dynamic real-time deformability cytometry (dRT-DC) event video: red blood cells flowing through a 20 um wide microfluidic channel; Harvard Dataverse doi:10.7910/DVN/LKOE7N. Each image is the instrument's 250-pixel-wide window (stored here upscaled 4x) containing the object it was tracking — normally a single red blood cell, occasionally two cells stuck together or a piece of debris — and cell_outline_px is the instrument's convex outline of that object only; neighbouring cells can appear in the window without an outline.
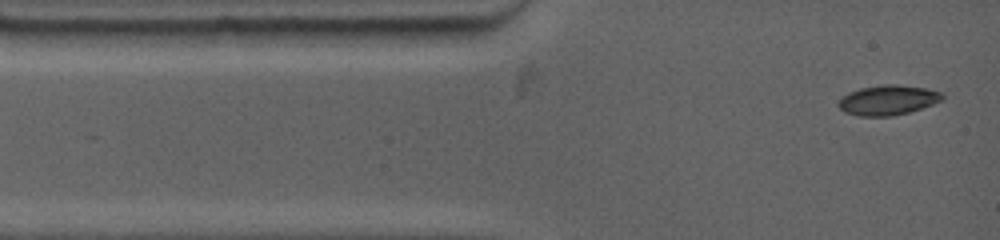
{"species": "common noctule bat (a hibernating species)", "species_latin": "Nyctalus noctula", "temperature_condition": "warm", "stored_images_in_passage": 3, "camera_frame_rate_fps": 4500, "um_per_image_px": 0.085, "animal": {"sex": "female", "body_mass_g": 19.0, "forearm_length_mm": 53.3}, "frame": {"image": 1, "passage_image": 1, "time_ms": 0.0, "image_size_px": [1000, 240], "cell_outline_px": [[944, 100], [908, 112], [892, 116], [860, 116], [844, 112], [836, 104], [848, 92], [860, 88], [884, 84], [896, 84], [924, 88], [940, 92], [944, 96]], "centroid_in_image_um": [75.45, 8.5], "position_along_channel_um": 9.5, "area_um2": 17.98}}
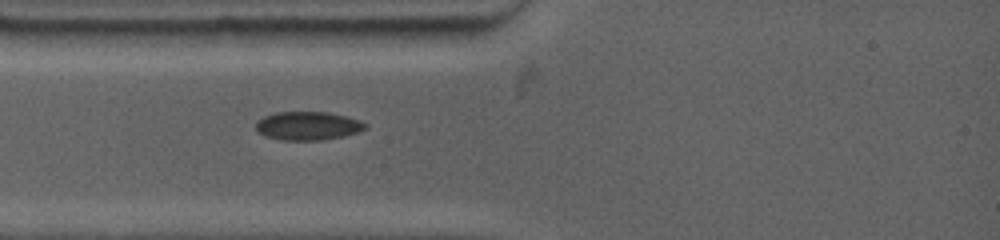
{"frame": {"image": 2, "passage_image": 3, "time_ms": 2.222, "image_size_px": [1000, 240], "cell_outline_px": [[368, 128], [344, 136], [320, 140], [280, 140], [264, 136], [256, 128], [256, 120], [264, 116], [276, 112], [328, 112], [348, 116], [360, 120], [368, 124]], "centroid_in_image_um": [26.18, 10.69], "position_along_channel_um": 58.8, "area_um2": 18.32}}